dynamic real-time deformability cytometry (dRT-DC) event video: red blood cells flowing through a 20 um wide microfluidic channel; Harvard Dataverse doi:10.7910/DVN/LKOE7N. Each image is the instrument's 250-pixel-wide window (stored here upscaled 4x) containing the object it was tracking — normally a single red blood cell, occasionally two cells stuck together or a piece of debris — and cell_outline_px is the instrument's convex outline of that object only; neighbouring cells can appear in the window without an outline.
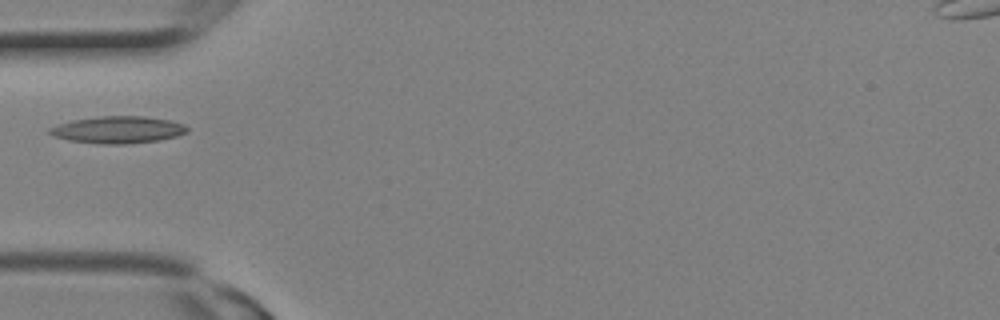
{"species": "Egyptian fruit bat (a non-hibernating species)", "species_latin": "Rousettus aegyptiacus", "temperature_condition": "room temperature", "stored_images_in_passage": 2, "camera_frame_rate_fps": 3000, "um_per_image_px": 0.085, "animal": {"sex": "female"}, "frame": {"image": 1, "passage_image": 2, "time_ms": 0.333, "image_size_px": [1000, 320], "cell_outline_px": [[188, 132], [176, 136], [160, 140], [124, 144], [100, 144], [68, 140], [52, 136], [48, 132], [48, 128], [72, 120], [100, 116], [144, 116], [168, 120], [184, 124], [188, 128]], "centroid_in_image_um": [10.01, 11.03], "position_along_channel_um": 75.0, "area_um2": 21.68}}